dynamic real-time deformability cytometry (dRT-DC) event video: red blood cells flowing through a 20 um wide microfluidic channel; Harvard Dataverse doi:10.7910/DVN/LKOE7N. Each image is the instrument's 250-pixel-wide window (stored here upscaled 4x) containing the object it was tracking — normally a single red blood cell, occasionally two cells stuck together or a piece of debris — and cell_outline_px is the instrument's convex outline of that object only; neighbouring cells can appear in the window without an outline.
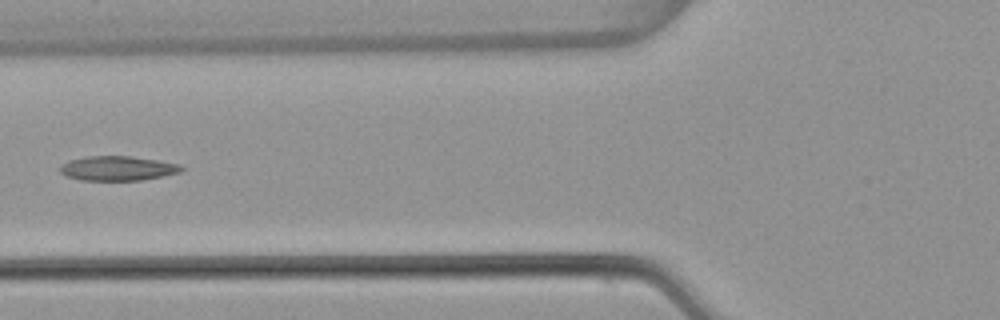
{"species": "common noctule bat (a hibernating species)", "species_latin": "Nyctalus noctula", "temperature_condition": "warm", "stored_images_in_passage": 6, "camera_frame_rate_fps": 3000, "um_per_image_px": 0.085, "animal": {"sex": "female", "body_mass_g": 22.7, "forearm_length_mm": 54.2}, "frame": {"image": 1, "passage_image": 5, "time_ms": 1.333, "image_size_px": [1000, 320], "cell_outline_px": [[184, 168], [180, 172], [164, 176], [140, 180], [80, 180], [68, 176], [60, 172], [60, 164], [68, 160], [88, 156], [132, 156], [160, 160], [180, 164]], "centroid_in_image_um": [10.01, 14.3], "position_along_channel_um": 115.8, "area_um2": 17.46}}
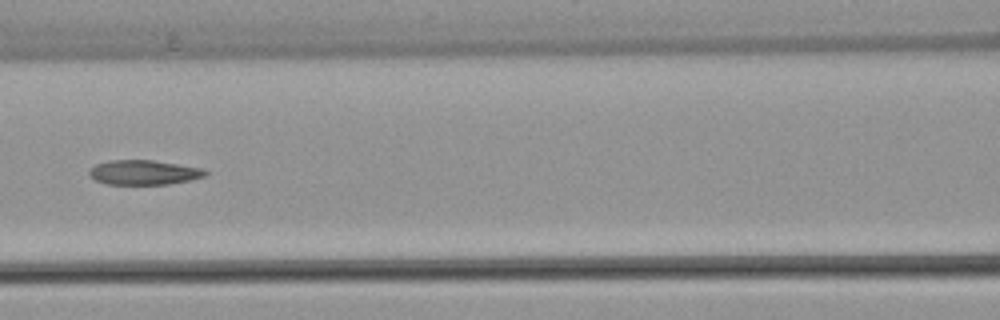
{"frame": {"image": 2, "passage_image": 6, "time_ms": 1.667, "image_size_px": [1000, 320], "cell_outline_px": [[208, 172], [204, 176], [188, 180], [168, 184], [108, 184], [96, 180], [88, 176], [88, 172], [96, 164], [108, 160], [152, 160], [204, 168]], "centroid_in_image_um": [12.21, 14.65], "position_along_channel_um": 154.4, "area_um2": 16.59}}